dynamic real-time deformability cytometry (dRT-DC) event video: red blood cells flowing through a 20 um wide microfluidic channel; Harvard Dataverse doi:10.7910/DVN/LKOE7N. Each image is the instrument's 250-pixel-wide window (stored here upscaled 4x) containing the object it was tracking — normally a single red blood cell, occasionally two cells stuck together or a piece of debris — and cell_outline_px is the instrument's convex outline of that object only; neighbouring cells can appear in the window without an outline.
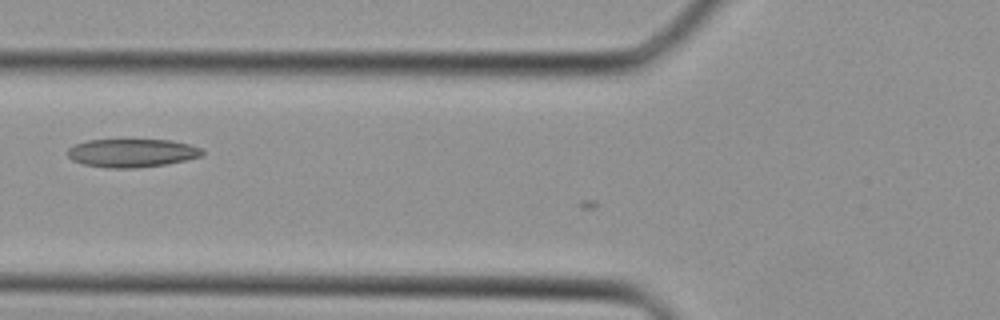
{"species": "Egyptian fruit bat (a non-hibernating species)", "species_latin": "Rousettus aegyptiacus", "temperature_condition": "cold", "stored_images_in_passage": 3, "camera_frame_rate_fps": 3000, "um_per_image_px": 0.085, "animal": {"sex": "female"}, "frame": {"image": 1, "passage_image": 2, "time_ms": 0.333, "image_size_px": [1000, 320], "cell_outline_px": [[204, 156], [164, 164], [136, 168], [104, 168], [84, 164], [72, 160], [68, 156], [68, 148], [76, 144], [88, 140], [172, 140], [188, 144], [200, 148], [204, 152]], "centroid_in_image_um": [11.21, 13.0], "position_along_channel_um": 114.6, "area_um2": 22.14}}